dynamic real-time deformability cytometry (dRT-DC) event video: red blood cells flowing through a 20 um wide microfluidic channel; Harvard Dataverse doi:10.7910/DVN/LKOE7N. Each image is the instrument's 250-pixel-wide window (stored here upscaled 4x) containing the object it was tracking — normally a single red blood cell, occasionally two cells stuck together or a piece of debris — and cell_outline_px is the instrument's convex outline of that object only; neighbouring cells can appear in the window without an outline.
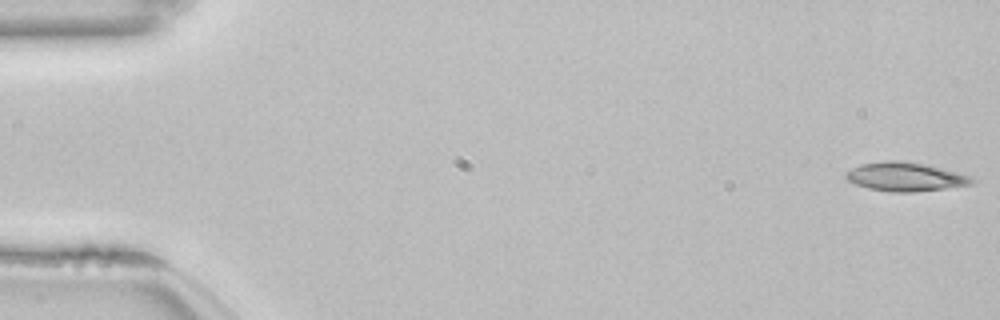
{"species": "common noctule bat (a hibernating species)", "species_latin": "Nyctalus noctula", "temperature_condition": "room temperature", "stored_images_in_passage": 53, "camera_frame_rate_fps": 3000, "um_per_image_px": 0.085, "animal": {"sex": "female", "body_mass_g": 22.7, "forearm_length_mm": 54.2}, "frame": {"image": 1, "passage_image": 1, "time_ms": 0.0, "image_size_px": [1000, 320], "cell_outline_px": [[976, 180], [972, 184], [916, 192], [892, 192], [868, 188], [856, 184], [848, 180], [844, 176], [844, 172], [860, 164], [884, 160], [896, 160], [924, 164], [972, 176]], "centroid_in_image_um": [76.92, 15.02], "position_along_channel_um": 8.1, "area_um2": 21.1}}
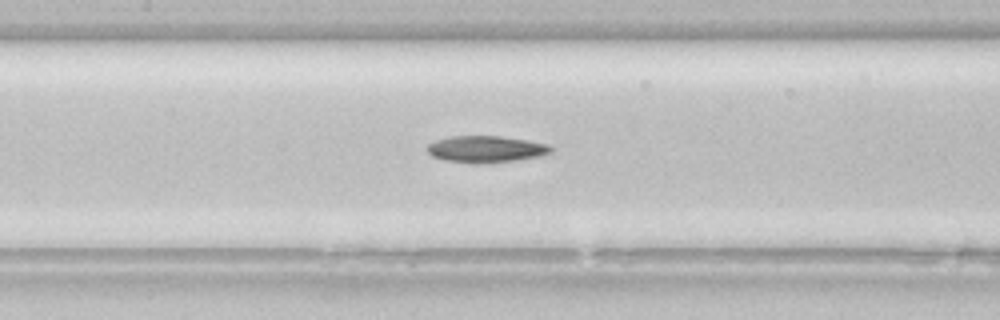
{"frame": {"image": 2, "passage_image": 25, "time_ms": 8.0, "image_size_px": [1000, 320], "cell_outline_px": [[552, 152], [540, 156], [516, 160], [476, 164], [444, 160], [432, 156], [428, 152], [428, 144], [436, 140], [448, 136], [500, 136], [528, 140], [548, 144], [552, 148]], "centroid_in_image_um": [41.3, 12.67], "position_along_channel_um": 166.1, "area_um2": 19.25}}
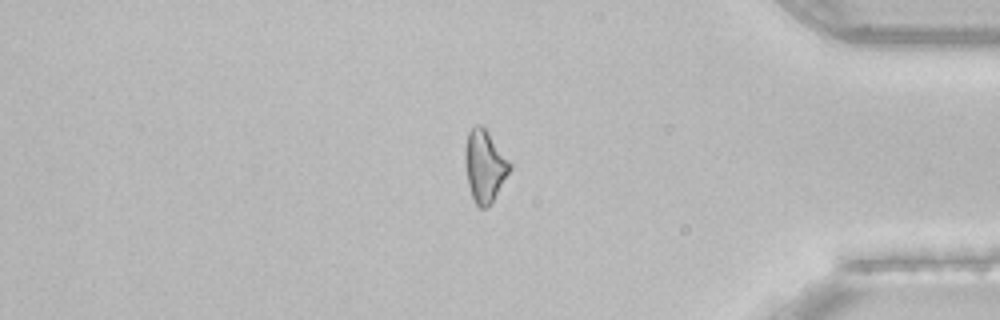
{"frame": {"image": 3, "passage_image": 45, "time_ms": 14.667, "image_size_px": [1000, 320], "cell_outline_px": [[512, 168], [488, 208], [480, 208], [472, 200], [468, 184], [464, 160], [464, 148], [468, 132], [476, 124], [480, 124], [488, 132], [512, 164]], "centroid_in_image_um": [41.18, 14.12], "position_along_channel_um": 394.0, "area_um2": 18.84}, "authors_computed_cell_mechanics": {"area_um2": 19.2474, "velocity_mm_per_s": 3.8449, "shape_relaxation_time_tau1_ms": 11.0377, "shape_relaxation_time_tau2_ms": null, "deformation_change_tau1": 0.2248, "deformation_change_tau2": null}}